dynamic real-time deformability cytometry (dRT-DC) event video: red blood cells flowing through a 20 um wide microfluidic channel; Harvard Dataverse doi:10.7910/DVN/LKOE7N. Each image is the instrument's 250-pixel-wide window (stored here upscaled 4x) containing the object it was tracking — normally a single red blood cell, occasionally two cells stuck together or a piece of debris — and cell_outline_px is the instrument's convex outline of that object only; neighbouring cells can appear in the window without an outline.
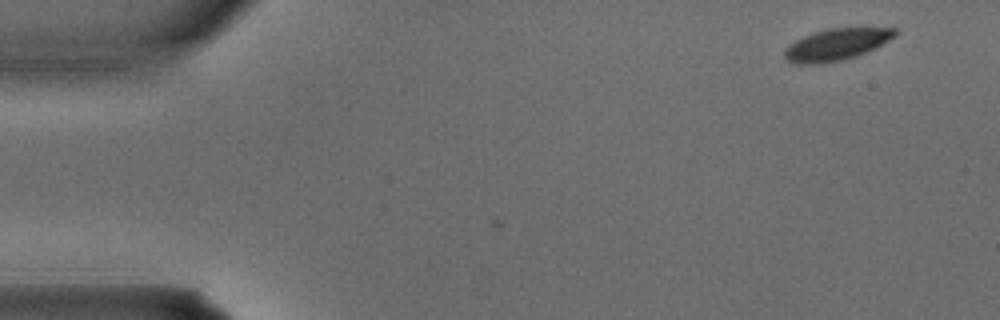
{"species": "common noctule bat (a hibernating species)", "species_latin": "Nyctalus noctula", "temperature_condition": "warm", "stored_images_in_passage": 2, "camera_frame_rate_fps": 3000, "um_per_image_px": 0.085, "animal": {"sex": "male", "body_mass_g": 15.6}, "frame": {"image": 1, "passage_image": 2, "time_ms": 0.333, "image_size_px": [1000, 320], "cell_outline_px": [[896, 36], [856, 56], [844, 60], [820, 64], [796, 64], [788, 60], [784, 56], [784, 48], [788, 44], [812, 32], [828, 28], [860, 24], [896, 28]], "centroid_in_image_um": [71.13, 3.71], "position_along_channel_um": 13.9, "area_um2": 21.27}}